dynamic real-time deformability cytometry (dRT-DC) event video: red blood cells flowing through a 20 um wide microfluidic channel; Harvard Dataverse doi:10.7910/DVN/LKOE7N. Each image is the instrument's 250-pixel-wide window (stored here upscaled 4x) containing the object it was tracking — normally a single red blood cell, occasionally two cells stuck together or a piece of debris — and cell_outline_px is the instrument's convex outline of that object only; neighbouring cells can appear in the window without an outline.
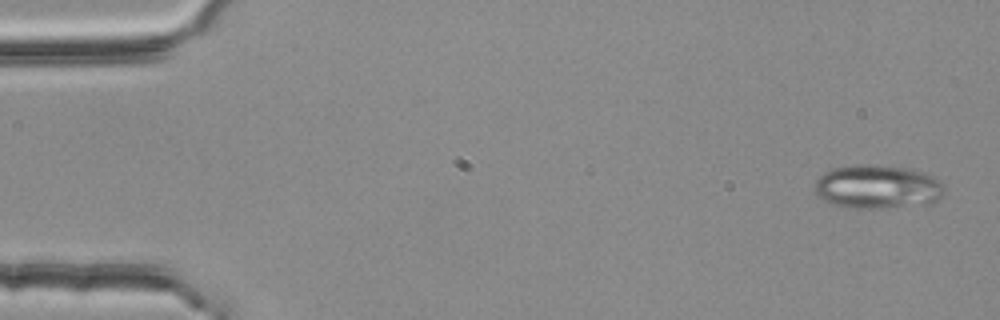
{"species": "common noctule bat (a hibernating species)", "species_latin": "Nyctalus noctula", "temperature_condition": "room temperature", "stored_images_in_passage": 3, "camera_frame_rate_fps": 3000, "um_per_image_px": 0.085, "animal": {"sex": "female", "body_mass_g": 25.1}, "frame": {"image": 1, "passage_image": 1, "time_ms": 0.0, "image_size_px": [1000, 320], "cell_outline_px": [[944, 188], [940, 196], [932, 204], [884, 208], [848, 208], [824, 200], [816, 192], [816, 180], [824, 172], [832, 168], [856, 164], [876, 164], [904, 168], [920, 172], [932, 176]], "centroid_in_image_um": [74.56, 15.88], "position_along_channel_um": 10.4, "area_um2": 32.77}}